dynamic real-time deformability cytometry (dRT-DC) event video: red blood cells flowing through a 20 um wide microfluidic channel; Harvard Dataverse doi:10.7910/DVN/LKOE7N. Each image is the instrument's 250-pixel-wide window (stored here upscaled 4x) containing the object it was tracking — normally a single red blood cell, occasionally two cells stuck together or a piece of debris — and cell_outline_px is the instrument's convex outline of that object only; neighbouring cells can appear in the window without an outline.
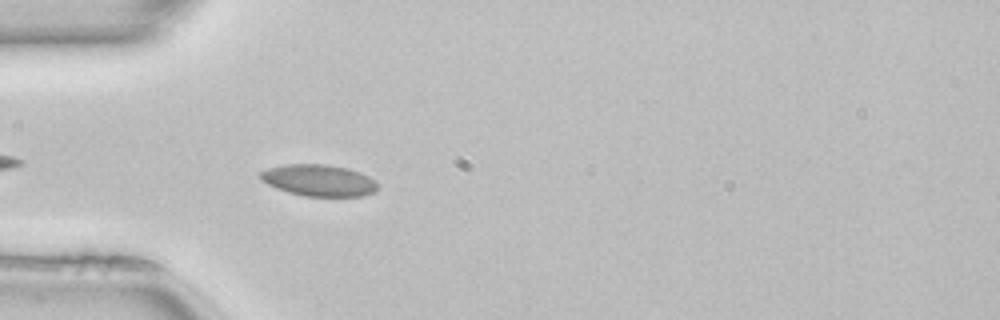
{"species": "common noctule bat (a hibernating species)", "species_latin": "Nyctalus noctula", "temperature_condition": "room temperature", "stored_images_in_passage": 38, "camera_frame_rate_fps": 3000, "um_per_image_px": 0.085, "animal": {"sex": "female", "body_mass_g": 22.7, "forearm_length_mm": 54.2}, "frame": {"image": 1, "passage_image": 6, "time_ms": 1.667, "image_size_px": [1000, 320], "cell_outline_px": [[376, 188], [372, 192], [360, 196], [304, 196], [288, 192], [276, 188], [268, 184], [260, 176], [260, 172], [268, 168], [284, 164], [328, 164], [348, 168], [360, 172], [368, 176], [376, 184]], "centroid_in_image_um": [27.07, 15.32], "position_along_channel_um": 57.9, "area_um2": 21.33}, "authors_computed_cell_mechanics": {"area_um2": 19.9699, "velocity_mm_per_s": 4.0415, "shape_relaxation_time_tau1_ms": null, "shape_relaxation_time_tau2_ms": 4.018, "deformation_change_tau1": null, "deformation_change_tau2": 0.0686}}